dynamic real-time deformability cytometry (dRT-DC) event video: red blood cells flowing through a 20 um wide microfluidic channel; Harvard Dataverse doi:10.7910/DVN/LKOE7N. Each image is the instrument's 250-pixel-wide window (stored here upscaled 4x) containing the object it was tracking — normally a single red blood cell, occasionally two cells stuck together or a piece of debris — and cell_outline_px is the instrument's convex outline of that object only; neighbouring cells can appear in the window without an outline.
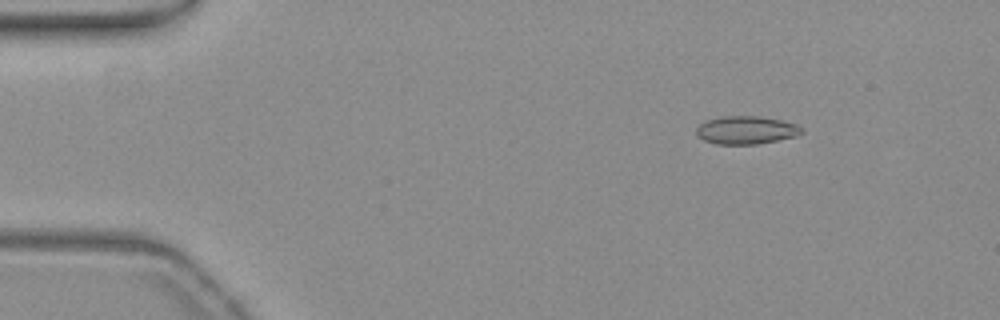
{"species": "common noctule bat (a hibernating species)", "species_latin": "Nyctalus noctula", "temperature_condition": "warm", "stored_images_in_passage": 13, "camera_frame_rate_fps": 3000, "um_per_image_px": 0.085, "animal": {"sex": "female", "body_mass_g": 19.3, "forearm_length_mm": 54.1}, "frame": {"image": 1, "passage_image": 8, "time_ms": 2.333, "image_size_px": [1000, 320], "cell_outline_px": [[804, 132], [796, 136], [756, 144], [716, 144], [704, 140], [696, 136], [696, 128], [700, 124], [708, 120], [724, 116], [756, 116], [780, 120], [796, 124], [804, 128]], "centroid_in_image_um": [63.42, 11.06], "position_along_channel_um": 21.6, "area_um2": 17.11}}